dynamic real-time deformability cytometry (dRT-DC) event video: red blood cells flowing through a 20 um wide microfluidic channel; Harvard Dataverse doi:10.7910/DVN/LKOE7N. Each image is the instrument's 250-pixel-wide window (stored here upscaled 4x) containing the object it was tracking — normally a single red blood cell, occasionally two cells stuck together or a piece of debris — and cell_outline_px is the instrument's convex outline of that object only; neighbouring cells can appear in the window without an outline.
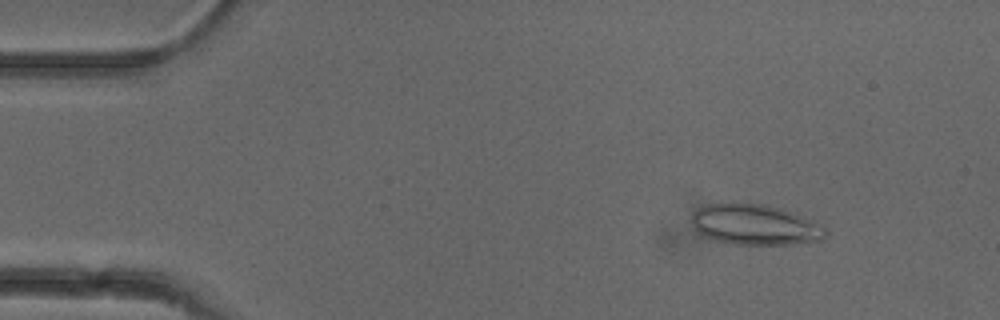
{"species": "common noctule bat (a hibernating species)", "species_latin": "Nyctalus noctula", "temperature_condition": "cold", "stored_images_in_passage": 47, "camera_frame_rate_fps": 3000, "um_per_image_px": 0.085, "animal": {"sex": "female"}, "frame": {"image": 1, "passage_image": 2, "time_ms": 0.333, "image_size_px": [1000, 320], "cell_outline_px": [[828, 232], [820, 240], [792, 244], [736, 244], [716, 240], [704, 236], [696, 232], [692, 224], [692, 212], [696, 208], [708, 204], [732, 200], [764, 204], [780, 208], [812, 220], [824, 228]], "centroid_in_image_um": [64.09, 19.06], "position_along_channel_um": 20.9, "area_um2": 32.02}}
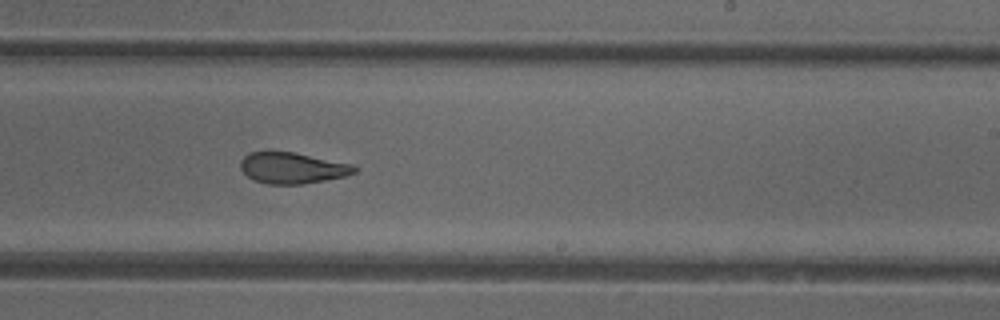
{"frame": {"image": 2, "passage_image": 27, "time_ms": 8.667, "image_size_px": [1000, 320], "cell_outline_px": [[356, 172], [344, 176], [324, 180], [300, 184], [268, 184], [256, 180], [248, 176], [240, 168], [240, 160], [248, 152], [296, 152], [352, 164], [356, 168]], "centroid_in_image_um": [24.84, 14.26], "position_along_channel_um": 264.2, "area_um2": 20.46}}
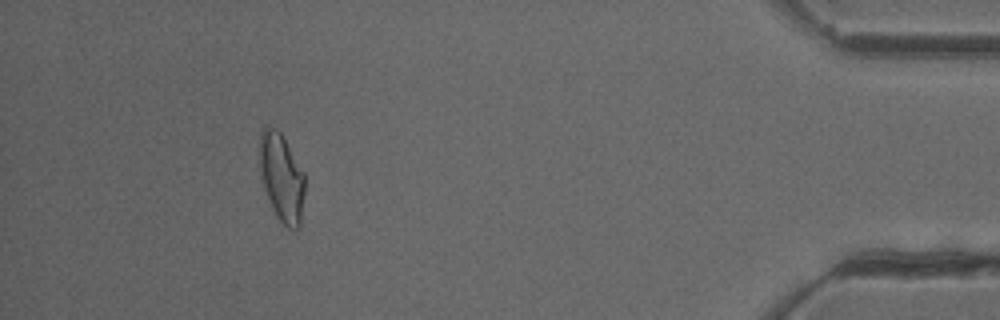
{"frame": {"image": 3, "passage_image": 43, "time_ms": 14.0, "image_size_px": [1000, 320], "cell_outline_px": [[304, 192], [300, 228], [288, 228], [276, 216], [268, 200], [264, 188], [260, 172], [260, 132], [264, 128], [276, 128], [280, 132], [304, 172]], "centroid_in_image_um": [23.94, 15.11], "position_along_channel_um": 411.3, "area_um2": 22.95}, "authors_computed_cell_mechanics": {"area_um2": 22.4842, "velocity_mm_per_s": 3.9363, "shape_relaxation_time_tau1_ms": 10.0743, "shape_relaxation_time_tau2_ms": 2.1089, "deformation_change_tau1": 0.2021, "deformation_change_tau2": 0.0946}}